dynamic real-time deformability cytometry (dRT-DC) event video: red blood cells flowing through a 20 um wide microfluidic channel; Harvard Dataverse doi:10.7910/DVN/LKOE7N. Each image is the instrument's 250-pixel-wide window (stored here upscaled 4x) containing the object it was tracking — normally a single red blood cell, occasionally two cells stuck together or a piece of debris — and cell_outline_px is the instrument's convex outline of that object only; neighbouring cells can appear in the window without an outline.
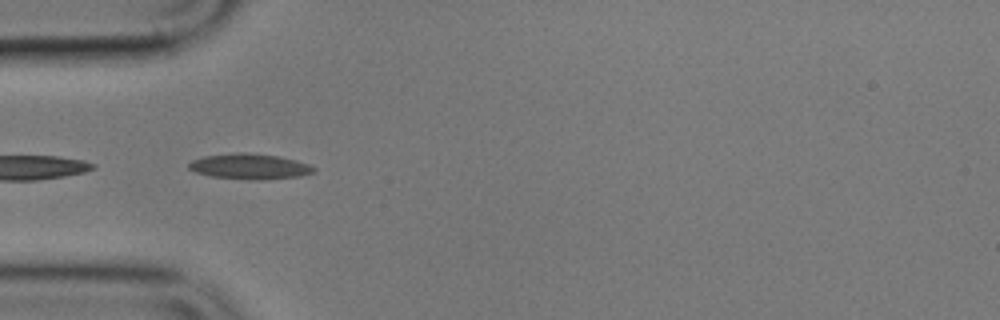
{"species": "common noctule bat (a hibernating species)", "species_latin": "Nyctalus noctula", "temperature_condition": "cold", "stored_images_in_passage": 15, "camera_frame_rate_fps": 3000, "um_per_image_px": 0.085, "animal": {"sex": "male", "body_mass_g": 17.9}, "frame": {"image": 1, "passage_image": 5, "time_ms": 5.333, "image_size_px": [1000, 320], "cell_outline_px": [[316, 172], [300, 176], [264, 180], [252, 180], [212, 176], [196, 172], [188, 168], [188, 164], [192, 160], [204, 156], [240, 152], [248, 152], [276, 156], [296, 160], [308, 164], [316, 168]], "centroid_in_image_um": [21.25, 14.15], "position_along_channel_um": 63.8, "area_um2": 18.55}}
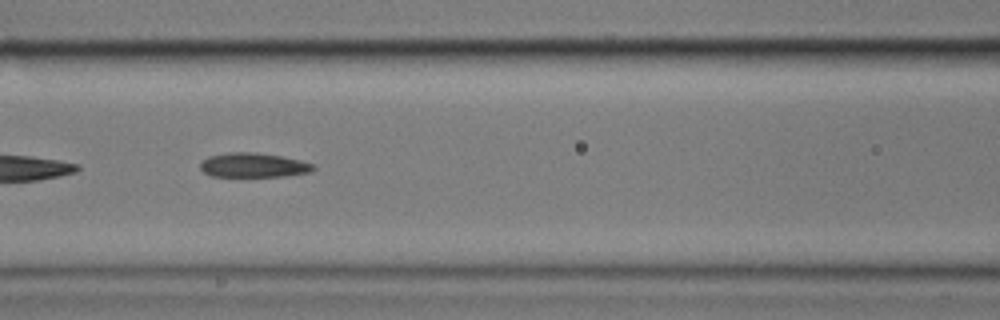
{"frame": {"image": 2, "passage_image": 7, "time_ms": 7.667, "image_size_px": [1000, 320], "cell_outline_px": [[316, 168], [312, 172], [284, 176], [212, 176], [204, 172], [200, 168], [200, 164], [208, 156], [228, 152], [256, 152], [280, 156], [300, 160], [316, 164]], "centroid_in_image_um": [21.58, 14.03], "position_along_channel_um": 145.0, "area_um2": 16.13}}
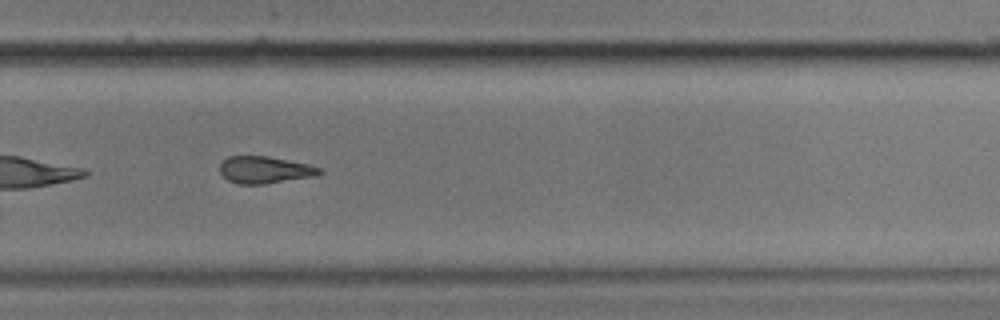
{"frame": {"image": 3, "passage_image": 11, "time_ms": 12.333, "image_size_px": [1000, 320], "cell_outline_px": [[324, 172], [316, 176], [264, 184], [236, 184], [228, 180], [220, 172], [220, 164], [228, 156], [268, 156], [308, 164], [320, 168]], "centroid_in_image_um": [22.51, 14.44], "position_along_channel_um": 307.3, "area_um2": 15.72}, "authors_computed_cell_mechanics": {"area_um2": 16.762, "velocity_mm_per_s": 3.4926, "shape_relaxation_time_tau1_ms": 6.1869, "shape_relaxation_time_tau2_ms": null, "deformation_change_tau1": 0.1165, "deformation_change_tau2": null}}